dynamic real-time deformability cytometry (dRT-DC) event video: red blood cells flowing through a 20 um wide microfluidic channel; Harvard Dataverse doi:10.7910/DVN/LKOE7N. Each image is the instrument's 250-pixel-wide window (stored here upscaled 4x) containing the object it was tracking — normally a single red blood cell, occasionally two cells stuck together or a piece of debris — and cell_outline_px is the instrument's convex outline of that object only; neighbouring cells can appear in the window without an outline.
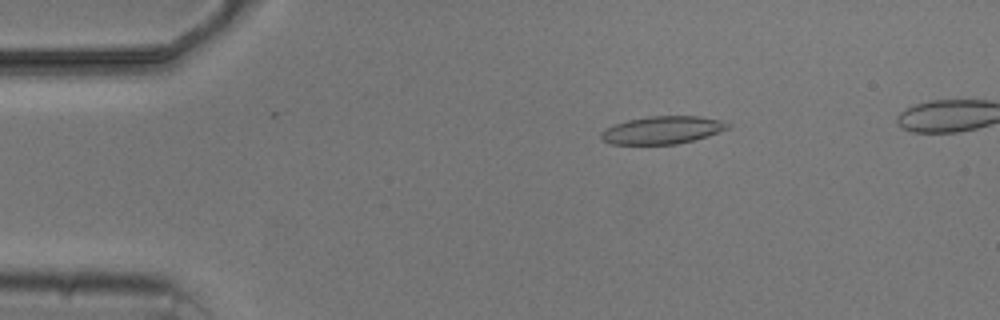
{"species": "common noctule bat (a hibernating species)", "species_latin": "Nyctalus noctula", "temperature_condition": "cold", "stored_images_in_passage": 5, "camera_frame_rate_fps": 3000, "um_per_image_px": 0.085, "animal": {"sex": "male", "body_mass_g": 20.5, "forearm_length_mm": 52.5}, "frame": {"image": 1, "passage_image": 1, "time_ms": 0.0, "image_size_px": [1000, 320], "cell_outline_px": [[732, 124], [728, 128], [708, 136], [676, 144], [612, 144], [600, 140], [600, 132], [604, 128], [628, 120], [648, 116], [700, 116], [720, 120]], "centroid_in_image_um": [56.27, 11.05], "position_along_channel_um": 28.7, "area_um2": 20.46}}
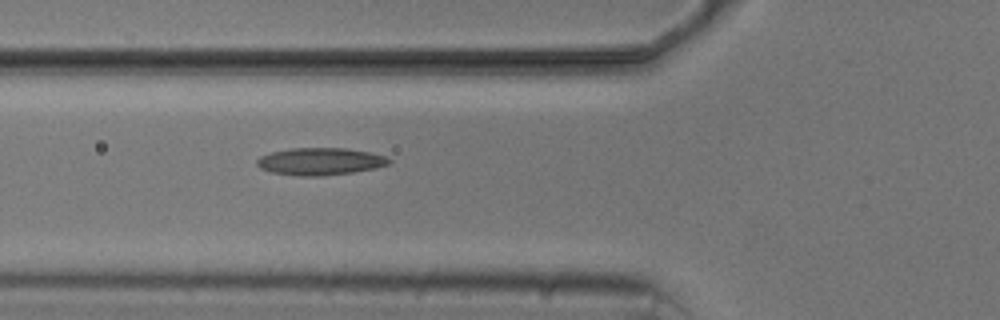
{"frame": {"image": 2, "passage_image": 4, "time_ms": 3.333, "image_size_px": [1000, 320], "cell_outline_px": [[392, 160], [388, 164], [376, 168], [352, 172], [320, 176], [300, 176], [272, 172], [260, 168], [256, 164], [256, 160], [260, 156], [272, 152], [292, 148], [348, 148], [368, 152], [384, 156]], "centroid_in_image_um": [27.2, 13.72], "position_along_channel_um": 98.6, "area_um2": 20.87}}